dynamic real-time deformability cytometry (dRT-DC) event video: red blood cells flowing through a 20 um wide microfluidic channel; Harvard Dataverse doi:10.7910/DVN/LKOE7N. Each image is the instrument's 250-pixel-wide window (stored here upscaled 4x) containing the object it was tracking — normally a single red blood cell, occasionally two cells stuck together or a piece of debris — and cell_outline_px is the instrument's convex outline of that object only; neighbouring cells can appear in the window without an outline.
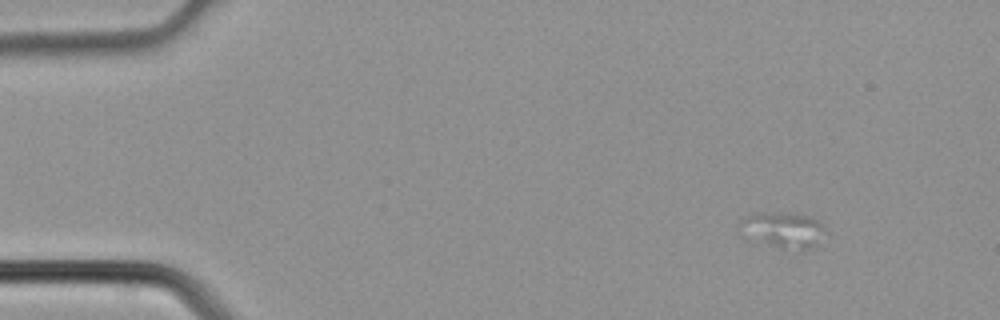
{"species": "common noctule bat (a hibernating species)", "species_latin": "Nyctalus noctula", "temperature_condition": "cold", "stored_images_in_passage": 2, "camera_frame_rate_fps": 3000, "um_per_image_px": 0.085, "animal": {"sex": "male", "body_mass_g": 21.5, "forearm_length_mm": 52.0}, "frame": {"image": 1, "passage_image": 1, "time_ms": 0.0, "image_size_px": [1000, 320], "cell_outline_px": [[828, 232], [812, 248], [804, 252], [800, 252], [780, 248], [748, 240], [740, 236], [736, 228], [740, 220], [752, 212], [792, 212], [808, 216], [816, 220]], "centroid_in_image_um": [66.46, 19.57], "position_along_channel_um": 18.5, "area_um2": 19.07}}